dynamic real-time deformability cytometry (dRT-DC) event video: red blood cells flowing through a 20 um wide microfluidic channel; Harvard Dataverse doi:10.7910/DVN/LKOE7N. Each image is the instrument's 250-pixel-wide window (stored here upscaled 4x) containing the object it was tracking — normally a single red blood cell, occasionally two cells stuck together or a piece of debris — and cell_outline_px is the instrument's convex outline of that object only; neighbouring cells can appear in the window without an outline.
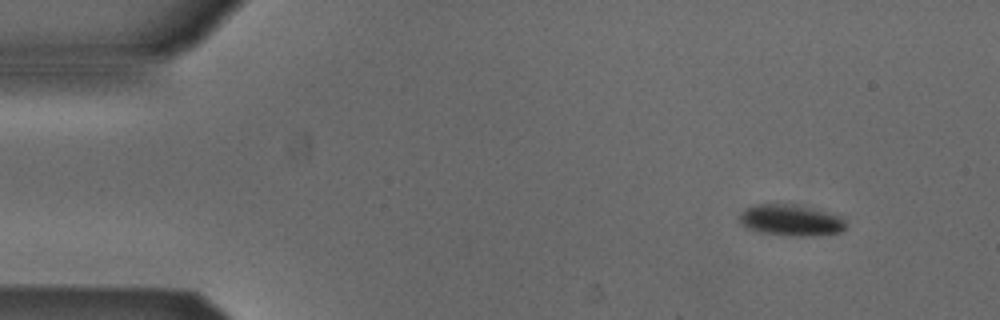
{"species": "Egyptian fruit bat (a non-hibernating species)", "species_latin": "Rousettus aegyptiacus", "temperature_condition": "cold", "stored_images_in_passage": 49, "camera_frame_rate_fps": 3000, "um_per_image_px": 0.085, "animal": {"sex": "male"}, "frame": {"image": 1, "passage_image": 1, "time_ms": 0.0, "image_size_px": [1000, 320], "cell_outline_px": [[844, 232], [820, 236], [792, 236], [760, 232], [748, 228], [740, 220], [740, 212], [744, 208], [752, 204], [796, 204], [828, 212], [840, 216], [844, 220]], "centroid_in_image_um": [67.24, 18.72], "position_along_channel_um": 17.8, "area_um2": 19.54}}
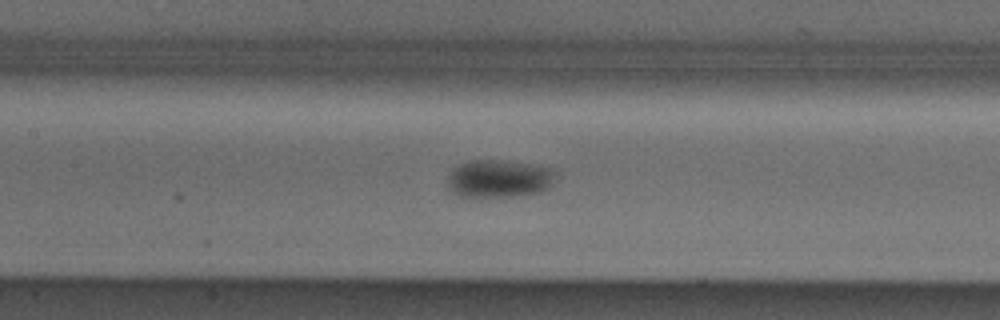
{"frame": {"image": 2, "passage_image": 20, "time_ms": 6.333, "image_size_px": [1000, 320], "cell_outline_px": [[556, 172], [552, 184], [548, 188], [540, 192], [512, 196], [460, 196], [452, 192], [448, 188], [448, 176], [452, 168], [468, 160], [508, 160], [552, 168]], "centroid_in_image_um": [42.41, 15.16], "position_along_channel_um": 165.0, "area_um2": 23.87}}
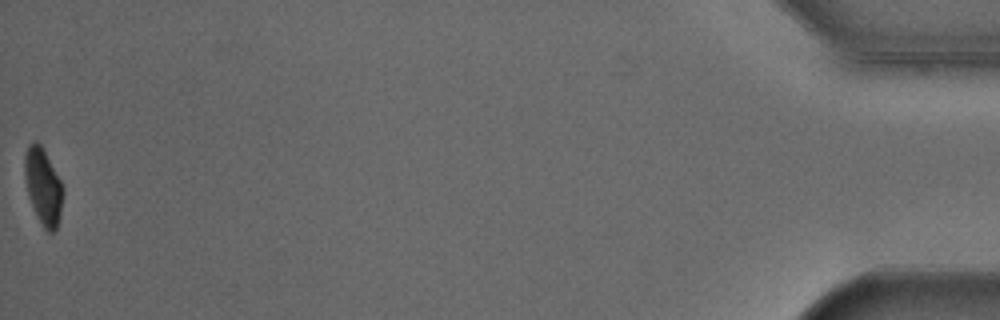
{"frame": {"image": 3, "passage_image": 49, "time_ms": 16.0, "image_size_px": [1000, 320], "cell_outline_px": [[64, 192], [60, 216], [56, 228], [52, 232], [48, 232], [44, 228], [28, 196], [24, 176], [24, 156], [28, 144], [36, 140], [40, 144], [60, 180], [64, 188]], "centroid_in_image_um": [3.66, 15.82], "position_along_channel_um": 431.5, "area_um2": 16.82}, "authors_computed_cell_mechanics": {"area_um2": 20.7502, "velocity_mm_per_s": 3.8346, "shape_relaxation_time_tau1_ms": 4.5049, "shape_relaxation_time_tau2_ms": null, "deformation_change_tau1": 0.1007, "deformation_change_tau2": null}}